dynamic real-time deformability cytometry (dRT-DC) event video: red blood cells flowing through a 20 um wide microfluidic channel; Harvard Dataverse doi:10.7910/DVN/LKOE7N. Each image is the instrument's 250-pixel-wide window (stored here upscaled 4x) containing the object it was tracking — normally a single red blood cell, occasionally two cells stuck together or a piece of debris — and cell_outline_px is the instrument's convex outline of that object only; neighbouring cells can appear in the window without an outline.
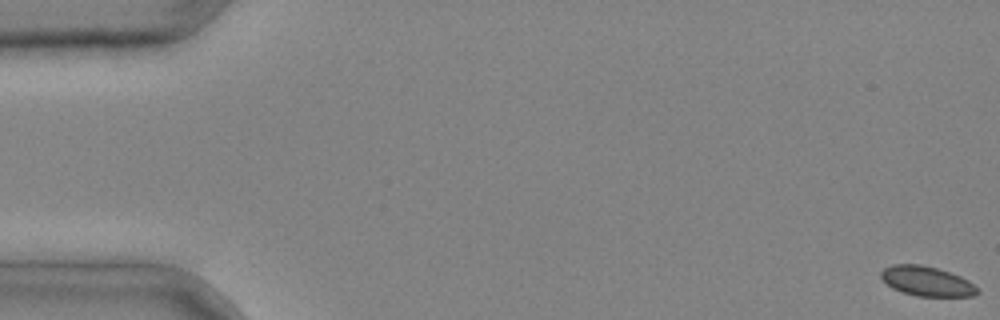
{"species": "common noctule bat (a hibernating species)", "species_latin": "Nyctalus noctula", "temperature_condition": "cold", "stored_images_in_passage": 3, "segment_of_instrument_passage": [2, 2], "camera_frame_rate_fps": 3000, "um_per_image_px": 0.085, "animal": {"sex": "male", "body_mass_g": 20.4}, "frame": {"image": 1, "passage_image": 3, "time_ms": 0.667, "image_size_px": [1000, 320], "cell_outline_px": [[980, 292], [972, 296], [916, 296], [892, 288], [880, 276], [880, 272], [884, 268], [892, 264], [920, 264], [936, 268], [960, 276], [968, 280]], "centroid_in_image_um": [78.75, 23.9], "position_along_channel_um": 6.2, "area_um2": 16.47}}